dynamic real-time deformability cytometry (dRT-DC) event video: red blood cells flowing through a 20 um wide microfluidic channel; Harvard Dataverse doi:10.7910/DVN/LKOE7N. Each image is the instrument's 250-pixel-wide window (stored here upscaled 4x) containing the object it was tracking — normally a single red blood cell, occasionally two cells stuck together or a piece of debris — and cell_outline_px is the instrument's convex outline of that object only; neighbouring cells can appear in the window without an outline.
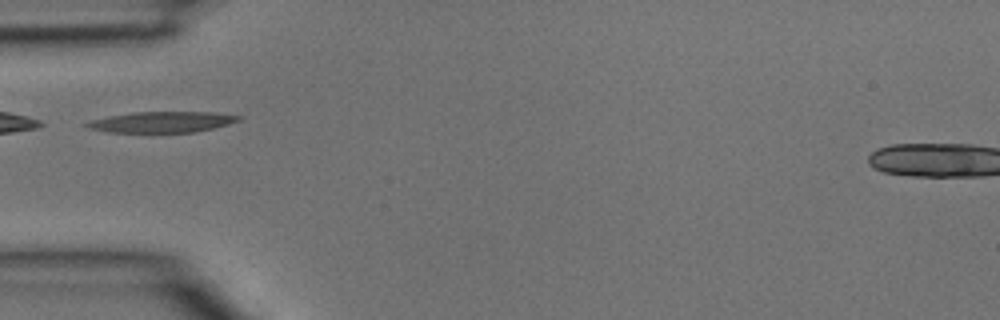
{"species": "common noctule bat (a hibernating species)", "species_latin": "Nyctalus noctula", "temperature_condition": "room temperature", "stored_images_in_passage": 2, "camera_frame_rate_fps": 3000, "um_per_image_px": 0.085, "animal": {"sex": "male", "body_mass_g": 15.6}, "frame": {"image": 1, "passage_image": 2, "time_ms": 0.333, "image_size_px": [1000, 320], "cell_outline_px": [[244, 116], [240, 120], [228, 124], [196, 132], [108, 132], [88, 128], [84, 124], [88, 120], [108, 116], [132, 112], [216, 112]], "centroid_in_image_um": [13.76, 10.36], "position_along_channel_um": 71.2, "area_um2": 18.55}}